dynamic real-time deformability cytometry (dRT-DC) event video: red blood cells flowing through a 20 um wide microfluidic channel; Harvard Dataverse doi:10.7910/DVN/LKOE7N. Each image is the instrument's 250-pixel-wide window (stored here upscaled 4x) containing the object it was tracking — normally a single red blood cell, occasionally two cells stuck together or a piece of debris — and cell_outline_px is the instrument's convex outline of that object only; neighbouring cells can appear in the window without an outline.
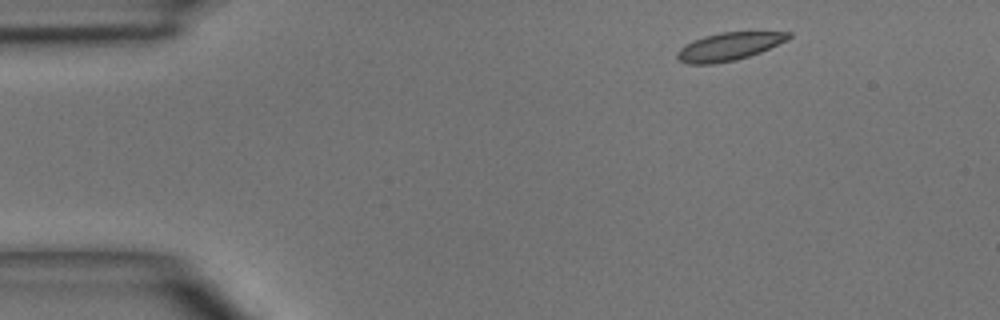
{"species": "common noctule bat (a hibernating species)", "species_latin": "Nyctalus noctula", "temperature_condition": "room temperature", "stored_images_in_passage": 3, "camera_frame_rate_fps": 3000, "um_per_image_px": 0.085, "animal": {"sex": "male", "body_mass_g": 15.6}, "frame": {"image": 1, "passage_image": 1, "time_ms": 0.0, "image_size_px": [1000, 320], "cell_outline_px": [[792, 36], [788, 40], [760, 52], [736, 60], [712, 64], [688, 64], [680, 60], [676, 56], [676, 52], [684, 44], [704, 36], [720, 32], [792, 32]], "centroid_in_image_um": [61.95, 3.95], "position_along_channel_um": 23.1, "area_um2": 18.09}}